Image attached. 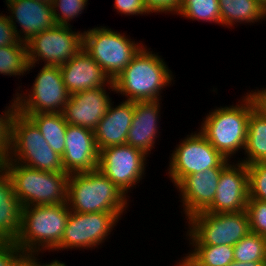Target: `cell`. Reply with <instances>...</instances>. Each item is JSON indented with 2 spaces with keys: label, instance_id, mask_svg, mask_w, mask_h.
Wrapping results in <instances>:
<instances>
[{
  "label": "cell",
  "instance_id": "6da1fadb",
  "mask_svg": "<svg viewBox=\"0 0 266 266\" xmlns=\"http://www.w3.org/2000/svg\"><path fill=\"white\" fill-rule=\"evenodd\" d=\"M143 46L130 64L113 80L115 94L128 101L162 100V90L174 80L164 59Z\"/></svg>",
  "mask_w": 266,
  "mask_h": 266
},
{
  "label": "cell",
  "instance_id": "7a4b0ae2",
  "mask_svg": "<svg viewBox=\"0 0 266 266\" xmlns=\"http://www.w3.org/2000/svg\"><path fill=\"white\" fill-rule=\"evenodd\" d=\"M240 99L239 104L215 107L209 111L198 128L211 145L229 160L233 156L236 158V153H243L249 116L255 108L248 92Z\"/></svg>",
  "mask_w": 266,
  "mask_h": 266
},
{
  "label": "cell",
  "instance_id": "3957f363",
  "mask_svg": "<svg viewBox=\"0 0 266 266\" xmlns=\"http://www.w3.org/2000/svg\"><path fill=\"white\" fill-rule=\"evenodd\" d=\"M70 210L68 204L22 207L16 246L23 254H40L59 245Z\"/></svg>",
  "mask_w": 266,
  "mask_h": 266
},
{
  "label": "cell",
  "instance_id": "277c9868",
  "mask_svg": "<svg viewBox=\"0 0 266 266\" xmlns=\"http://www.w3.org/2000/svg\"><path fill=\"white\" fill-rule=\"evenodd\" d=\"M129 198L98 169L69 175L67 204L70 211L126 212Z\"/></svg>",
  "mask_w": 266,
  "mask_h": 266
},
{
  "label": "cell",
  "instance_id": "5b68a950",
  "mask_svg": "<svg viewBox=\"0 0 266 266\" xmlns=\"http://www.w3.org/2000/svg\"><path fill=\"white\" fill-rule=\"evenodd\" d=\"M13 183L22 207L67 203V172L41 171L16 162H0Z\"/></svg>",
  "mask_w": 266,
  "mask_h": 266
},
{
  "label": "cell",
  "instance_id": "8992f818",
  "mask_svg": "<svg viewBox=\"0 0 266 266\" xmlns=\"http://www.w3.org/2000/svg\"><path fill=\"white\" fill-rule=\"evenodd\" d=\"M0 162H16L41 171L64 172L62 156L48 145L36 124L18 111L12 121L10 152Z\"/></svg>",
  "mask_w": 266,
  "mask_h": 266
},
{
  "label": "cell",
  "instance_id": "52a82bcc",
  "mask_svg": "<svg viewBox=\"0 0 266 266\" xmlns=\"http://www.w3.org/2000/svg\"><path fill=\"white\" fill-rule=\"evenodd\" d=\"M107 26L83 31V49L103 68L113 81L144 46L125 33Z\"/></svg>",
  "mask_w": 266,
  "mask_h": 266
},
{
  "label": "cell",
  "instance_id": "ba28073f",
  "mask_svg": "<svg viewBox=\"0 0 266 266\" xmlns=\"http://www.w3.org/2000/svg\"><path fill=\"white\" fill-rule=\"evenodd\" d=\"M189 245H231L234 246L250 232L246 211L230 213L200 212L185 222Z\"/></svg>",
  "mask_w": 266,
  "mask_h": 266
},
{
  "label": "cell",
  "instance_id": "9c48e42d",
  "mask_svg": "<svg viewBox=\"0 0 266 266\" xmlns=\"http://www.w3.org/2000/svg\"><path fill=\"white\" fill-rule=\"evenodd\" d=\"M172 150L167 176L176 186L184 177L210 168H224L229 162L199 131L189 133Z\"/></svg>",
  "mask_w": 266,
  "mask_h": 266
},
{
  "label": "cell",
  "instance_id": "30bf717a",
  "mask_svg": "<svg viewBox=\"0 0 266 266\" xmlns=\"http://www.w3.org/2000/svg\"><path fill=\"white\" fill-rule=\"evenodd\" d=\"M32 87L20 93V87L14 94L17 111L21 114L62 113L70 94L63 82L59 66L43 65ZM19 92V93H18Z\"/></svg>",
  "mask_w": 266,
  "mask_h": 266
},
{
  "label": "cell",
  "instance_id": "8fae6325",
  "mask_svg": "<svg viewBox=\"0 0 266 266\" xmlns=\"http://www.w3.org/2000/svg\"><path fill=\"white\" fill-rule=\"evenodd\" d=\"M73 26L55 25L33 36L27 43L29 74L40 62L48 66H61L83 48V32Z\"/></svg>",
  "mask_w": 266,
  "mask_h": 266
},
{
  "label": "cell",
  "instance_id": "7c38bea8",
  "mask_svg": "<svg viewBox=\"0 0 266 266\" xmlns=\"http://www.w3.org/2000/svg\"><path fill=\"white\" fill-rule=\"evenodd\" d=\"M125 212L77 213L70 211L64 234L53 251L96 249L117 226Z\"/></svg>",
  "mask_w": 266,
  "mask_h": 266
},
{
  "label": "cell",
  "instance_id": "4fadbf2b",
  "mask_svg": "<svg viewBox=\"0 0 266 266\" xmlns=\"http://www.w3.org/2000/svg\"><path fill=\"white\" fill-rule=\"evenodd\" d=\"M147 155L121 144L99 150L98 170L108 177L125 195L146 176Z\"/></svg>",
  "mask_w": 266,
  "mask_h": 266
},
{
  "label": "cell",
  "instance_id": "5bb4252c",
  "mask_svg": "<svg viewBox=\"0 0 266 266\" xmlns=\"http://www.w3.org/2000/svg\"><path fill=\"white\" fill-rule=\"evenodd\" d=\"M234 162L230 161L222 169L214 200L205 212L246 211L249 199L247 165L239 160Z\"/></svg>",
  "mask_w": 266,
  "mask_h": 266
},
{
  "label": "cell",
  "instance_id": "9a60e30c",
  "mask_svg": "<svg viewBox=\"0 0 266 266\" xmlns=\"http://www.w3.org/2000/svg\"><path fill=\"white\" fill-rule=\"evenodd\" d=\"M106 88L115 94L113 82L109 86L71 94L62 112L66 122L94 130L112 102Z\"/></svg>",
  "mask_w": 266,
  "mask_h": 266
},
{
  "label": "cell",
  "instance_id": "2e32d148",
  "mask_svg": "<svg viewBox=\"0 0 266 266\" xmlns=\"http://www.w3.org/2000/svg\"><path fill=\"white\" fill-rule=\"evenodd\" d=\"M5 2L10 13L7 16L20 41L27 43L33 36L56 25L52 4L35 0H5ZM19 26L21 29H18Z\"/></svg>",
  "mask_w": 266,
  "mask_h": 266
},
{
  "label": "cell",
  "instance_id": "e0dca14e",
  "mask_svg": "<svg viewBox=\"0 0 266 266\" xmlns=\"http://www.w3.org/2000/svg\"><path fill=\"white\" fill-rule=\"evenodd\" d=\"M99 150L91 129L67 124L65 150L62 155L64 172L69 175L98 168Z\"/></svg>",
  "mask_w": 266,
  "mask_h": 266
},
{
  "label": "cell",
  "instance_id": "ac0fdd59",
  "mask_svg": "<svg viewBox=\"0 0 266 266\" xmlns=\"http://www.w3.org/2000/svg\"><path fill=\"white\" fill-rule=\"evenodd\" d=\"M223 168H210L184 177L175 188L179 192L185 219L205 211L213 202ZM184 212V213H183Z\"/></svg>",
  "mask_w": 266,
  "mask_h": 266
},
{
  "label": "cell",
  "instance_id": "d6986e66",
  "mask_svg": "<svg viewBox=\"0 0 266 266\" xmlns=\"http://www.w3.org/2000/svg\"><path fill=\"white\" fill-rule=\"evenodd\" d=\"M68 93L109 86L113 81L103 68L82 48L68 62L59 66Z\"/></svg>",
  "mask_w": 266,
  "mask_h": 266
},
{
  "label": "cell",
  "instance_id": "ffe728a7",
  "mask_svg": "<svg viewBox=\"0 0 266 266\" xmlns=\"http://www.w3.org/2000/svg\"><path fill=\"white\" fill-rule=\"evenodd\" d=\"M160 102L161 100L135 101L132 125L127 134L126 144L142 151L148 157L155 148L160 133Z\"/></svg>",
  "mask_w": 266,
  "mask_h": 266
},
{
  "label": "cell",
  "instance_id": "44dd1931",
  "mask_svg": "<svg viewBox=\"0 0 266 266\" xmlns=\"http://www.w3.org/2000/svg\"><path fill=\"white\" fill-rule=\"evenodd\" d=\"M134 102L123 100L108 110L93 130L98 150L126 144L127 134L132 125Z\"/></svg>",
  "mask_w": 266,
  "mask_h": 266
},
{
  "label": "cell",
  "instance_id": "7402d4cb",
  "mask_svg": "<svg viewBox=\"0 0 266 266\" xmlns=\"http://www.w3.org/2000/svg\"><path fill=\"white\" fill-rule=\"evenodd\" d=\"M22 206L14 194L13 183L0 164V240L15 241L21 225Z\"/></svg>",
  "mask_w": 266,
  "mask_h": 266
},
{
  "label": "cell",
  "instance_id": "603a6c76",
  "mask_svg": "<svg viewBox=\"0 0 266 266\" xmlns=\"http://www.w3.org/2000/svg\"><path fill=\"white\" fill-rule=\"evenodd\" d=\"M221 24L233 27L236 24H254L266 19V9L257 0H218Z\"/></svg>",
  "mask_w": 266,
  "mask_h": 266
},
{
  "label": "cell",
  "instance_id": "cb8c5ba5",
  "mask_svg": "<svg viewBox=\"0 0 266 266\" xmlns=\"http://www.w3.org/2000/svg\"><path fill=\"white\" fill-rule=\"evenodd\" d=\"M244 159L239 161L246 165L266 162V117L254 108L249 116L248 132L244 147Z\"/></svg>",
  "mask_w": 266,
  "mask_h": 266
},
{
  "label": "cell",
  "instance_id": "d4e9b609",
  "mask_svg": "<svg viewBox=\"0 0 266 266\" xmlns=\"http://www.w3.org/2000/svg\"><path fill=\"white\" fill-rule=\"evenodd\" d=\"M28 116L39 128L48 145L60 156L65 150L67 122L62 113H32Z\"/></svg>",
  "mask_w": 266,
  "mask_h": 266
},
{
  "label": "cell",
  "instance_id": "484cf974",
  "mask_svg": "<svg viewBox=\"0 0 266 266\" xmlns=\"http://www.w3.org/2000/svg\"><path fill=\"white\" fill-rule=\"evenodd\" d=\"M190 251L181 256L187 266H228L234 261L231 245H190Z\"/></svg>",
  "mask_w": 266,
  "mask_h": 266
},
{
  "label": "cell",
  "instance_id": "4316f807",
  "mask_svg": "<svg viewBox=\"0 0 266 266\" xmlns=\"http://www.w3.org/2000/svg\"><path fill=\"white\" fill-rule=\"evenodd\" d=\"M27 45L23 41L11 46L0 47V75L23 76L28 68Z\"/></svg>",
  "mask_w": 266,
  "mask_h": 266
},
{
  "label": "cell",
  "instance_id": "83f0119b",
  "mask_svg": "<svg viewBox=\"0 0 266 266\" xmlns=\"http://www.w3.org/2000/svg\"><path fill=\"white\" fill-rule=\"evenodd\" d=\"M176 15L192 21L222 25L218 0H182Z\"/></svg>",
  "mask_w": 266,
  "mask_h": 266
},
{
  "label": "cell",
  "instance_id": "f1b7e54d",
  "mask_svg": "<svg viewBox=\"0 0 266 266\" xmlns=\"http://www.w3.org/2000/svg\"><path fill=\"white\" fill-rule=\"evenodd\" d=\"M234 261L266 262V237L249 232L233 246Z\"/></svg>",
  "mask_w": 266,
  "mask_h": 266
},
{
  "label": "cell",
  "instance_id": "f546056e",
  "mask_svg": "<svg viewBox=\"0 0 266 266\" xmlns=\"http://www.w3.org/2000/svg\"><path fill=\"white\" fill-rule=\"evenodd\" d=\"M87 4L88 0H53L52 10L56 25L72 26L70 22L83 13Z\"/></svg>",
  "mask_w": 266,
  "mask_h": 266
},
{
  "label": "cell",
  "instance_id": "4dcf8cb0",
  "mask_svg": "<svg viewBox=\"0 0 266 266\" xmlns=\"http://www.w3.org/2000/svg\"><path fill=\"white\" fill-rule=\"evenodd\" d=\"M249 199L266 201V162L247 165Z\"/></svg>",
  "mask_w": 266,
  "mask_h": 266
},
{
  "label": "cell",
  "instance_id": "1f68e13d",
  "mask_svg": "<svg viewBox=\"0 0 266 266\" xmlns=\"http://www.w3.org/2000/svg\"><path fill=\"white\" fill-rule=\"evenodd\" d=\"M10 101L9 106L5 107L0 114V160L5 158L11 148L12 121L17 113L16 98Z\"/></svg>",
  "mask_w": 266,
  "mask_h": 266
},
{
  "label": "cell",
  "instance_id": "d6a6232c",
  "mask_svg": "<svg viewBox=\"0 0 266 266\" xmlns=\"http://www.w3.org/2000/svg\"><path fill=\"white\" fill-rule=\"evenodd\" d=\"M246 212L249 218L250 232L266 237V201L248 199Z\"/></svg>",
  "mask_w": 266,
  "mask_h": 266
},
{
  "label": "cell",
  "instance_id": "836d02e7",
  "mask_svg": "<svg viewBox=\"0 0 266 266\" xmlns=\"http://www.w3.org/2000/svg\"><path fill=\"white\" fill-rule=\"evenodd\" d=\"M114 8L121 16H147V14H151L143 0H114Z\"/></svg>",
  "mask_w": 266,
  "mask_h": 266
},
{
  "label": "cell",
  "instance_id": "e575fe53",
  "mask_svg": "<svg viewBox=\"0 0 266 266\" xmlns=\"http://www.w3.org/2000/svg\"><path fill=\"white\" fill-rule=\"evenodd\" d=\"M150 13L177 14L182 0H143Z\"/></svg>",
  "mask_w": 266,
  "mask_h": 266
},
{
  "label": "cell",
  "instance_id": "d590c367",
  "mask_svg": "<svg viewBox=\"0 0 266 266\" xmlns=\"http://www.w3.org/2000/svg\"><path fill=\"white\" fill-rule=\"evenodd\" d=\"M22 254L14 241H0V266H12Z\"/></svg>",
  "mask_w": 266,
  "mask_h": 266
},
{
  "label": "cell",
  "instance_id": "8d00e7d4",
  "mask_svg": "<svg viewBox=\"0 0 266 266\" xmlns=\"http://www.w3.org/2000/svg\"><path fill=\"white\" fill-rule=\"evenodd\" d=\"M20 40L16 36L14 27L12 26L7 15L0 14V47L11 46L17 44Z\"/></svg>",
  "mask_w": 266,
  "mask_h": 266
},
{
  "label": "cell",
  "instance_id": "74e56055",
  "mask_svg": "<svg viewBox=\"0 0 266 266\" xmlns=\"http://www.w3.org/2000/svg\"><path fill=\"white\" fill-rule=\"evenodd\" d=\"M255 104V108L266 117V87L248 91Z\"/></svg>",
  "mask_w": 266,
  "mask_h": 266
},
{
  "label": "cell",
  "instance_id": "f35d334b",
  "mask_svg": "<svg viewBox=\"0 0 266 266\" xmlns=\"http://www.w3.org/2000/svg\"><path fill=\"white\" fill-rule=\"evenodd\" d=\"M12 266H37V254H22Z\"/></svg>",
  "mask_w": 266,
  "mask_h": 266
},
{
  "label": "cell",
  "instance_id": "ab89813d",
  "mask_svg": "<svg viewBox=\"0 0 266 266\" xmlns=\"http://www.w3.org/2000/svg\"><path fill=\"white\" fill-rule=\"evenodd\" d=\"M38 255L39 254H37V266H67L65 262H61V261L56 260V259H54L51 262L42 263V261H39L40 256H38Z\"/></svg>",
  "mask_w": 266,
  "mask_h": 266
},
{
  "label": "cell",
  "instance_id": "60d3db41",
  "mask_svg": "<svg viewBox=\"0 0 266 266\" xmlns=\"http://www.w3.org/2000/svg\"><path fill=\"white\" fill-rule=\"evenodd\" d=\"M228 266H266V262H238L232 261Z\"/></svg>",
  "mask_w": 266,
  "mask_h": 266
},
{
  "label": "cell",
  "instance_id": "b9f144b4",
  "mask_svg": "<svg viewBox=\"0 0 266 266\" xmlns=\"http://www.w3.org/2000/svg\"><path fill=\"white\" fill-rule=\"evenodd\" d=\"M176 266H187L181 259L175 264Z\"/></svg>",
  "mask_w": 266,
  "mask_h": 266
},
{
  "label": "cell",
  "instance_id": "7bdbcfd3",
  "mask_svg": "<svg viewBox=\"0 0 266 266\" xmlns=\"http://www.w3.org/2000/svg\"><path fill=\"white\" fill-rule=\"evenodd\" d=\"M266 9V0H257Z\"/></svg>",
  "mask_w": 266,
  "mask_h": 266
},
{
  "label": "cell",
  "instance_id": "ee69618b",
  "mask_svg": "<svg viewBox=\"0 0 266 266\" xmlns=\"http://www.w3.org/2000/svg\"><path fill=\"white\" fill-rule=\"evenodd\" d=\"M35 1H40V2H43V3H47V4H52L53 0H35Z\"/></svg>",
  "mask_w": 266,
  "mask_h": 266
}]
</instances>
